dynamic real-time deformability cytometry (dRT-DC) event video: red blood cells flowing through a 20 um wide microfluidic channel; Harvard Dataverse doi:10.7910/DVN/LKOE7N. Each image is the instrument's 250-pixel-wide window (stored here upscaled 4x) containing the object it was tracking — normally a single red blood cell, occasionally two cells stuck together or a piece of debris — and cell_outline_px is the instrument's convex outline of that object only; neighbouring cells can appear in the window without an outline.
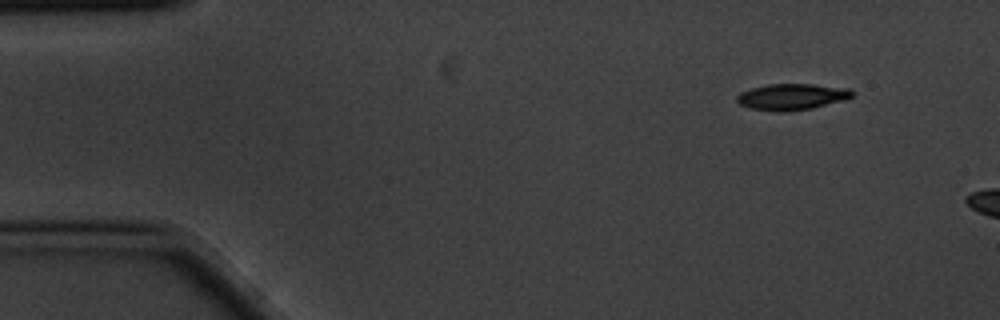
{"species": "common noctule bat (a hibernating species)", "species_latin": "Nyctalus noctula", "temperature_condition": "cold", "stored_images_in_passage": 3, "camera_frame_rate_fps": 3000, "um_per_image_px": 0.085, "animal": {"sex": "male", "body_mass_g": 20.1, "forearm_length_mm": 53.5}, "frame": {"image": 1, "passage_image": 1, "time_ms": 0.0, "image_size_px": [1000, 320], "cell_outline_px": [[852, 96], [840, 100], [812, 108], [748, 108], [740, 104], [736, 100], [736, 96], [740, 92], [752, 88], [768, 84], [812, 84], [848, 88], [852, 92]], "centroid_in_image_um": [67.28, 8.16], "position_along_channel_um": 17.7, "area_um2": 16.42}}